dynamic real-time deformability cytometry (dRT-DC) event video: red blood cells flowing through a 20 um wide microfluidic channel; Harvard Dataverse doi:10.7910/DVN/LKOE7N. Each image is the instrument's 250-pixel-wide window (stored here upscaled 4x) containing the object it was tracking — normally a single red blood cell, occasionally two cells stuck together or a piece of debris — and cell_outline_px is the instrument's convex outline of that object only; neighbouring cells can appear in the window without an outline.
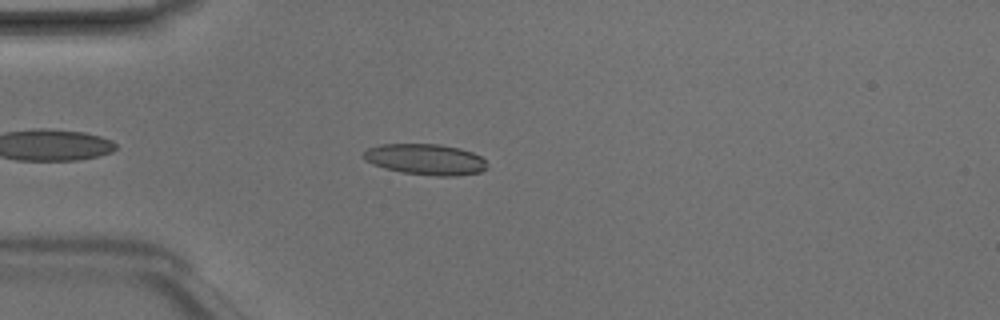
{"species": "Egyptian fruit bat (a non-hibernating species)", "species_latin": "Rousettus aegyptiacus", "temperature_condition": "room temperature", "stored_images_in_passage": 36, "camera_frame_rate_fps": 3000, "um_per_image_px": 0.085, "animal": {"sex": "male"}, "frame": {"image": 1, "passage_image": 5, "time_ms": 1.333, "image_size_px": [1000, 320], "cell_outline_px": [[488, 168], [480, 172], [456, 176], [436, 176], [400, 172], [384, 168], [372, 164], [364, 160], [360, 156], [368, 148], [380, 144], [440, 144], [460, 148], [472, 152], [480, 156], [484, 160]], "centroid_in_image_um": [36.14, 13.55], "position_along_channel_um": 48.9, "area_um2": 22.48}}
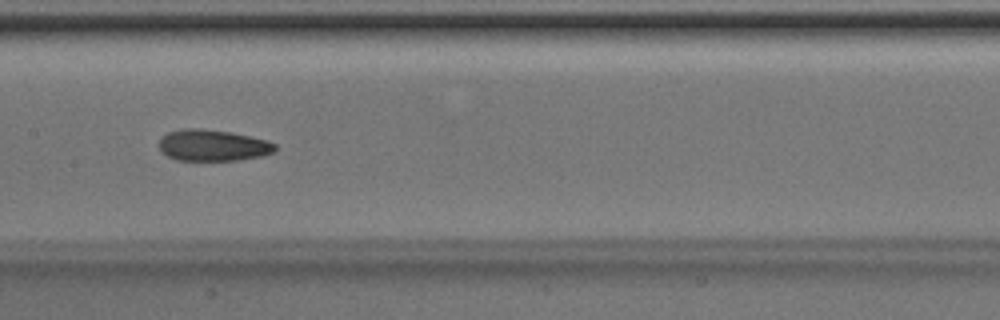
{"frame": {"image": 2, "passage_image": 16, "time_ms": 5.0, "image_size_px": [1000, 320], "cell_outline_px": [[276, 148], [272, 152], [264, 156], [236, 160], [176, 160], [160, 152], [160, 140], [168, 132], [184, 128], [200, 128], [232, 132], [268, 140], [276, 144]], "centroid_in_image_um": [18.1, 12.35], "position_along_channel_um": 189.3, "area_um2": 21.27}}
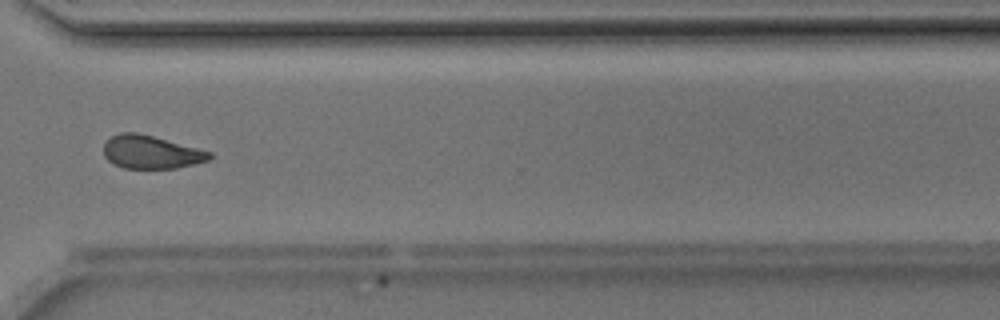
{"frame": {"image": 3, "passage_image": 28, "time_ms": 9.0, "image_size_px": [1000, 320], "cell_outline_px": [[212, 156], [208, 160], [176, 168], [124, 168], [112, 164], [104, 156], [104, 144], [112, 136], [120, 132], [136, 132], [152, 136], [212, 152]], "centroid_in_image_um": [12.8, 12.93], "position_along_channel_um": 357.8, "area_um2": 20.23}, "authors_computed_cell_mechanics": {"area_um2": 21.3282, "velocity_mm_per_s": 4.216, "shape_relaxation_time_tau1_ms": 4.1344, "shape_relaxation_time_tau2_ms": 2.7274, "deformation_change_tau1": 0.1181, "deformation_change_tau2": 0.0975}}